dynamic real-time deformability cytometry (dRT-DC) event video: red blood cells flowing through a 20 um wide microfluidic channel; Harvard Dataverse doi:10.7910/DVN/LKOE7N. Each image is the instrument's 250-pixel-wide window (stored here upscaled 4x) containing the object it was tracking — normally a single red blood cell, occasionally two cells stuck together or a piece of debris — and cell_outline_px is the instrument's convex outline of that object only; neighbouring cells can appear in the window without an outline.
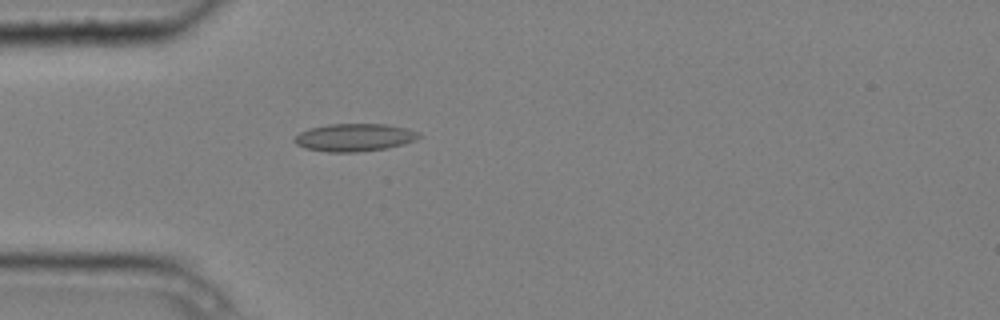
{"species": "common noctule bat (a hibernating species)", "species_latin": "Nyctalus noctula", "temperature_condition": "cold", "stored_images_in_passage": 3, "camera_frame_rate_fps": 3000, "um_per_image_px": 0.085, "animal": {"sex": "male", "body_mass_g": 20.4}, "frame": {"image": 1, "passage_image": 3, "time_ms": 0.667, "image_size_px": [1000, 320], "cell_outline_px": [[424, 136], [416, 140], [404, 144], [388, 148], [356, 152], [328, 152], [304, 148], [296, 144], [292, 140], [300, 132], [308, 128], [328, 124], [384, 124], [408, 128], [420, 132]], "centroid_in_image_um": [30.16, 11.68], "position_along_channel_um": 54.8, "area_um2": 20.4}}